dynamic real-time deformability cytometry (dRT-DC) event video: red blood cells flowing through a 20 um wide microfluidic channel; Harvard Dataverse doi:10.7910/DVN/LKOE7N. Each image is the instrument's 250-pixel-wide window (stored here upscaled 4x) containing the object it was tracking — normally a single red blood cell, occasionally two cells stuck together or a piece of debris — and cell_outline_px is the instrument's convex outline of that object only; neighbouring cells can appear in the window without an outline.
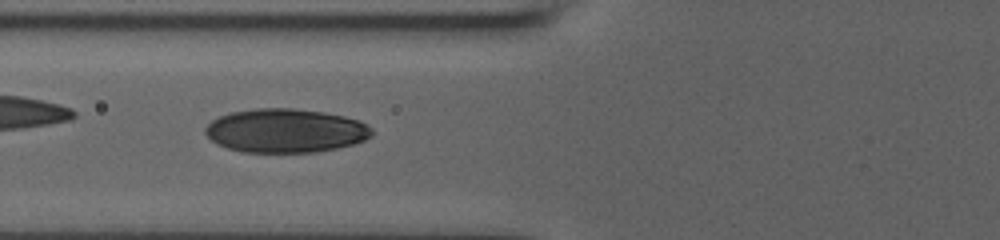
{"species": "human", "species_latin": "Homo sapiens", "temperature_condition": "room temperature", "stored_images_in_passage": 7, "camera_frame_rate_fps": 3000, "um_per_image_px": 0.085, "donor": {"sex": "male"}, "frame": {"image": 1, "passage_image": 3, "time_ms": 0.667, "image_size_px": [1000, 240], "cell_outline_px": [[372, 136], [364, 140], [352, 144], [336, 148], [316, 152], [244, 152], [228, 148], [216, 144], [204, 132], [204, 128], [212, 120], [220, 116], [232, 112], [256, 108], [292, 108], [324, 112], [344, 116], [360, 120], [368, 124], [372, 128]], "centroid_in_image_um": [24.28, 11.1], "position_along_channel_um": 101.5, "area_um2": 42.6}}
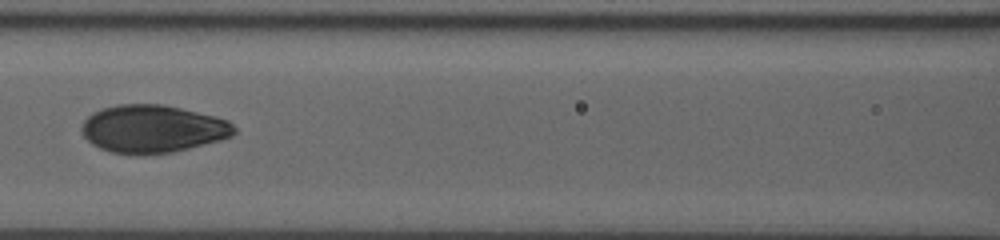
{"frame": {"image": 2, "passage_image": 5, "time_ms": 1.333, "image_size_px": [1000, 240], "cell_outline_px": [[236, 132], [232, 136], [220, 140], [172, 152], [144, 156], [136, 156], [112, 152], [100, 148], [92, 144], [84, 136], [84, 120], [92, 112], [100, 108], [120, 104], [164, 104], [216, 116], [228, 120], [236, 128]], "centroid_in_image_um": [12.99, 10.96], "position_along_channel_um": 153.6, "area_um2": 42.71}}
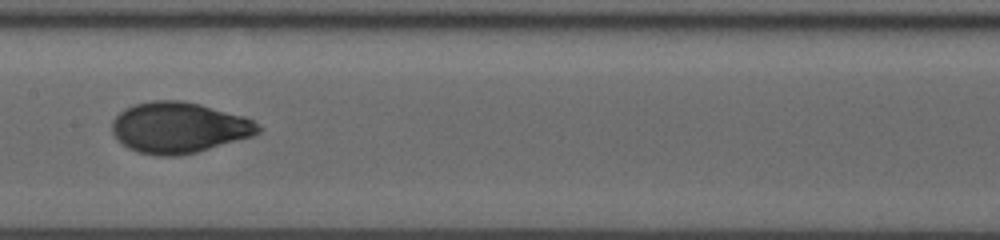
{"frame": {"image": 3, "passage_image": 6, "time_ms": 1.667, "image_size_px": [1000, 240], "cell_outline_px": [[264, 128], [260, 132], [252, 136], [196, 152], [176, 156], [156, 156], [136, 152], [128, 148], [116, 140], [112, 132], [112, 120], [124, 108], [136, 104], [152, 100], [180, 100], [200, 104], [244, 116], [260, 124]], "centroid_in_image_um": [15.19, 10.85], "position_along_channel_um": 192.2, "area_um2": 43.58}}